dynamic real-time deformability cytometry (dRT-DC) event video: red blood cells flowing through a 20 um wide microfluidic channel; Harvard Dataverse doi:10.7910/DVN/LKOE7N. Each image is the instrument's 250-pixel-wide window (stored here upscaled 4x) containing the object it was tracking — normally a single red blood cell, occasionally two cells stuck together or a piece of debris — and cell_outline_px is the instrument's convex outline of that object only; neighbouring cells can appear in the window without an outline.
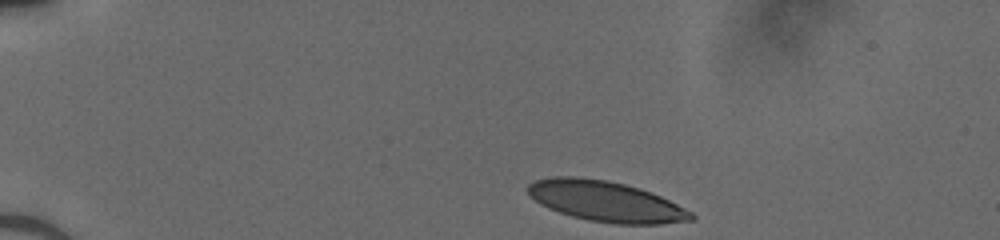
{"species": "human", "species_latin": "Homo sapiens", "temperature_condition": "cold", "stored_images_in_passage": 38, "camera_frame_rate_fps": 3000, "um_per_image_px": 0.085, "donor": {"sex": "male"}, "frame": {"image": 1, "passage_image": 1, "time_ms": 0.0, "image_size_px": [1000, 240], "cell_outline_px": [[696, 216], [692, 220], [660, 224], [616, 224], [588, 220], [572, 216], [548, 208], [540, 204], [528, 192], [528, 184], [536, 180], [556, 176], [576, 176], [608, 180], [640, 188], [652, 192], [692, 212]], "centroid_in_image_um": [51.5, 17.11], "position_along_channel_um": 33.5, "area_um2": 38.38}}
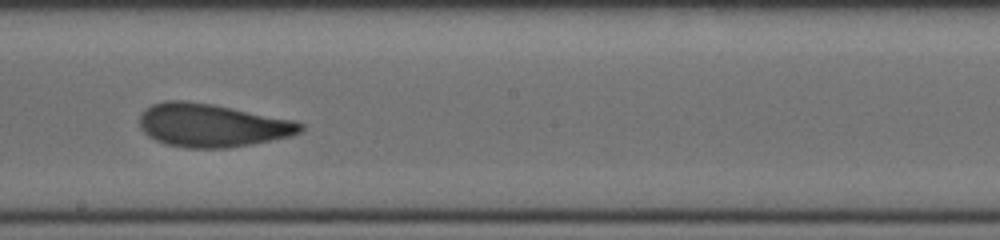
{"frame": {"image": 2, "passage_image": 21, "time_ms": 6.667, "image_size_px": [1000, 240], "cell_outline_px": [[304, 128], [300, 132], [292, 136], [252, 144], [228, 148], [188, 148], [164, 144], [148, 136], [140, 128], [140, 116], [152, 104], [164, 100], [184, 100], [212, 104], [292, 120], [304, 124]], "centroid_in_image_um": [18.01, 10.66], "position_along_channel_um": 230.2, "area_um2": 40.4}}
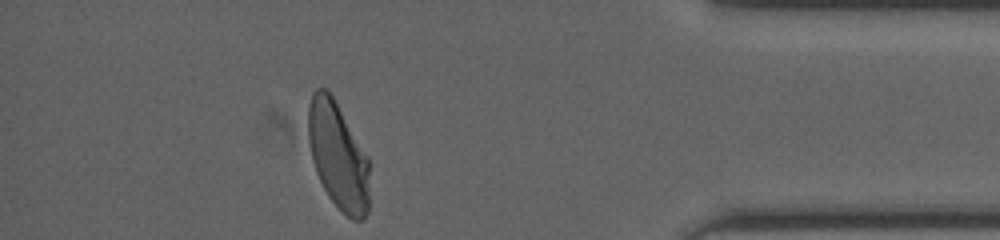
{"frame": {"image": 3, "passage_image": 36, "time_ms": 11.667, "image_size_px": [1000, 240], "cell_outline_px": [[368, 212], [364, 220], [352, 220], [328, 196], [316, 172], [312, 160], [308, 140], [308, 108], [312, 92], [316, 88], [328, 88], [368, 156]], "centroid_in_image_um": [28.72, 13.2], "position_along_channel_um": 406.5, "area_um2": 38.09}}